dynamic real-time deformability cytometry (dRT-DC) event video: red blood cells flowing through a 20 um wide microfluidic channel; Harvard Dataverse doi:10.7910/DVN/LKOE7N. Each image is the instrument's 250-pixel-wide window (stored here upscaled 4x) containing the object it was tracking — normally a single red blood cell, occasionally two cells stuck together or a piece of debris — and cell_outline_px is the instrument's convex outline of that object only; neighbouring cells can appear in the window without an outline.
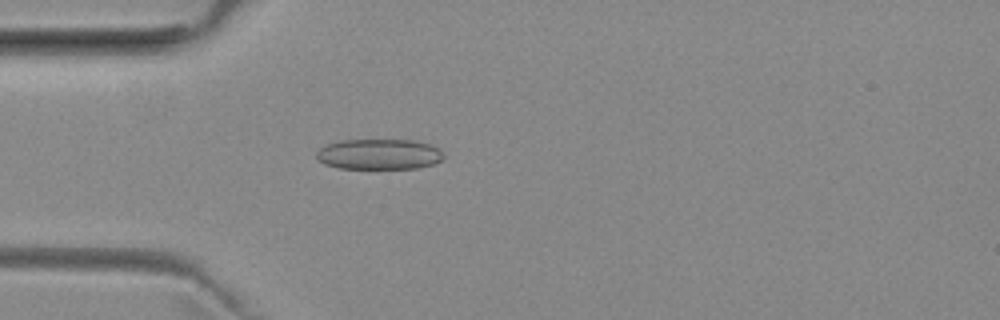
{"species": "common noctule bat (a hibernating species)", "species_latin": "Nyctalus noctula", "temperature_condition": "room temperature", "stored_images_in_passage": 39, "camera_frame_rate_fps": 3000, "um_per_image_px": 0.085, "animal": {"sex": "female", "body_mass_g": 29.2, "forearm_length_mm": 56.3}, "frame": {"image": 1, "passage_image": 2, "time_ms": 0.333, "image_size_px": [1000, 320], "cell_outline_px": [[444, 160], [432, 164], [416, 168], [340, 168], [324, 164], [316, 156], [316, 152], [320, 148], [328, 144], [344, 140], [412, 140], [432, 144], [440, 148], [444, 152]], "centroid_in_image_um": [32.29, 13.1], "position_along_channel_um": 52.7, "area_um2": 22.66}}
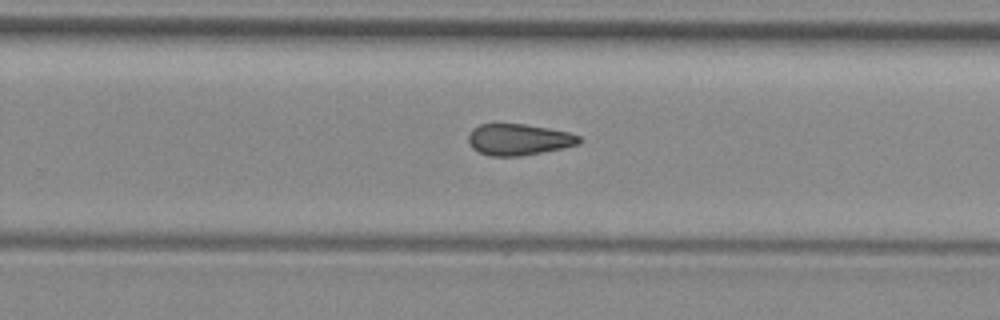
{"frame": {"image": 2, "passage_image": 20, "time_ms": 6.333, "image_size_px": [1000, 320], "cell_outline_px": [[584, 140], [580, 144], [564, 148], [520, 156], [492, 156], [480, 152], [472, 148], [468, 140], [468, 136], [472, 128], [480, 124], [524, 124], [548, 128], [568, 132], [580, 136]], "centroid_in_image_um": [44.12, 11.86], "position_along_channel_um": 285.7, "area_um2": 20.29}}
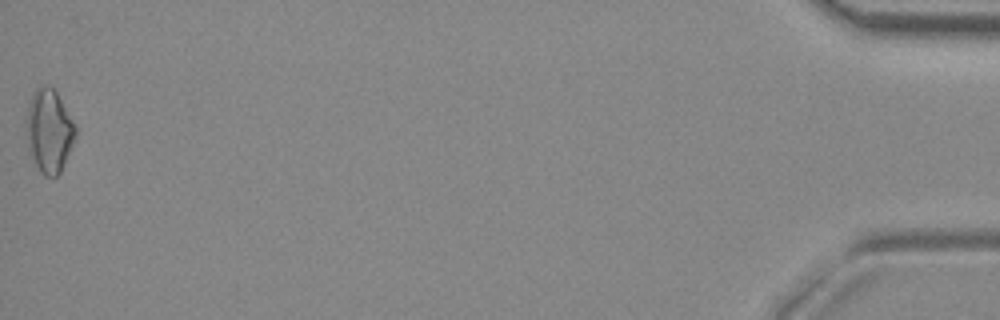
{"frame": {"image": 3, "passage_image": 39, "time_ms": 12.667, "image_size_px": [1000, 320], "cell_outline_px": [[76, 136], [60, 172], [56, 176], [44, 176], [40, 172], [28, 148], [28, 104], [32, 92], [36, 88], [44, 84], [52, 88], [56, 92], [72, 120], [76, 128]], "centroid_in_image_um": [4.18, 11.11], "position_along_channel_um": 431.0, "area_um2": 23.18}, "authors_computed_cell_mechanics": {"area_um2": 20.808, "velocity_mm_per_s": 3.9987, "shape_relaxation_time_tau1_ms": null, "shape_relaxation_time_tau2_ms": 4.5908, "deformation_change_tau1": null, "deformation_change_tau2": 0.1329}}